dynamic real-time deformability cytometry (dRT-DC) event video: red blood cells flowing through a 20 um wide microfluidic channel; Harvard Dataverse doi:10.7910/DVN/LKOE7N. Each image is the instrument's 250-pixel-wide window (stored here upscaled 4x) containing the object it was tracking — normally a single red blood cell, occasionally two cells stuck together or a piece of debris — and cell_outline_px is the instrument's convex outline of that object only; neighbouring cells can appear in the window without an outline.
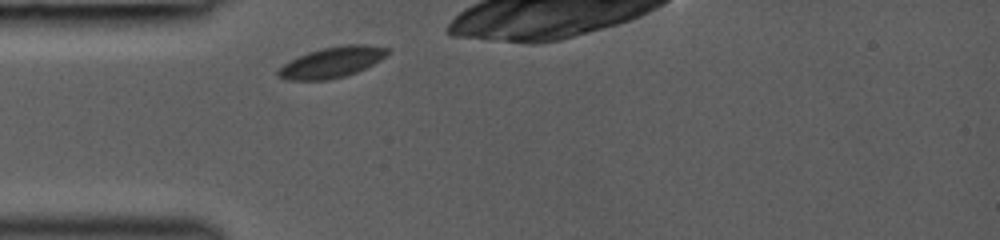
{"species": "common noctule bat (a hibernating species)", "species_latin": "Nyctalus noctula", "temperature_condition": "room temperature", "stored_images_in_passage": 1, "camera_frame_rate_fps": 3000, "um_per_image_px": 0.085, "animal": {"sex": "female", "body_mass_g": 19.0, "forearm_length_mm": 53.3}, "frame": {"image": 1, "passage_image": 1, "time_ms": 0.0, "image_size_px": [1000, 240], "cell_outline_px": [[392, 52], [380, 60], [356, 72], [344, 76], [328, 80], [284, 80], [276, 76], [276, 72], [284, 64], [308, 52], [324, 48], [344, 44], [368, 44], [388, 48]], "centroid_in_image_um": [28.23, 5.29], "position_along_channel_um": 56.8, "area_um2": 19.54}}